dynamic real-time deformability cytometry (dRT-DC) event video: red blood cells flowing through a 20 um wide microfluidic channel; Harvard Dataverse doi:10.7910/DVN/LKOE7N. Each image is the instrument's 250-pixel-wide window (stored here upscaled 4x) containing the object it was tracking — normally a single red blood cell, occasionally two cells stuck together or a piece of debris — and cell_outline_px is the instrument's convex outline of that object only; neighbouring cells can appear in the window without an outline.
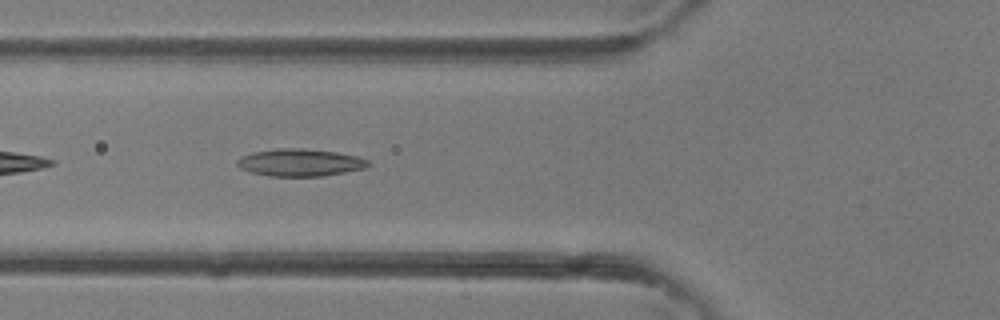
{"species": "common noctule bat (a hibernating species)", "species_latin": "Nyctalus noctula", "temperature_condition": "room temperature", "stored_images_in_passage": 37, "camera_frame_rate_fps": 3000, "um_per_image_px": 0.085, "animal": {"sex": "female"}, "frame": {"image": 1, "passage_image": 13, "time_ms": 4.0, "image_size_px": [1000, 320], "cell_outline_px": [[368, 168], [320, 176], [268, 176], [252, 172], [240, 168], [236, 164], [236, 160], [252, 152], [276, 148], [304, 148], [336, 152], [356, 156], [368, 160]], "centroid_in_image_um": [25.49, 13.81], "position_along_channel_um": 100.3, "area_um2": 20.81}}
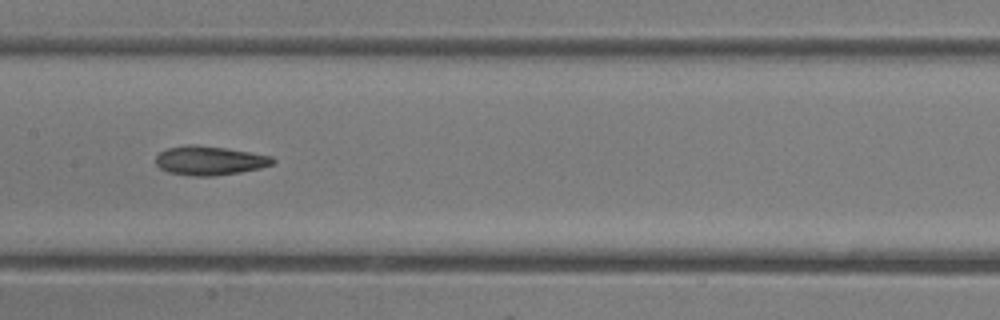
{"frame": {"image": 2, "passage_image": 18, "time_ms": 5.667, "image_size_px": [1000, 320], "cell_outline_px": [[276, 164], [260, 168], [240, 172], [216, 176], [192, 176], [168, 172], [160, 168], [156, 164], [156, 156], [160, 152], [168, 148], [188, 144], [192, 144], [228, 148], [272, 156], [276, 160]], "centroid_in_image_um": [17.85, 13.65], "position_along_channel_um": 189.6, "area_um2": 20.0}}
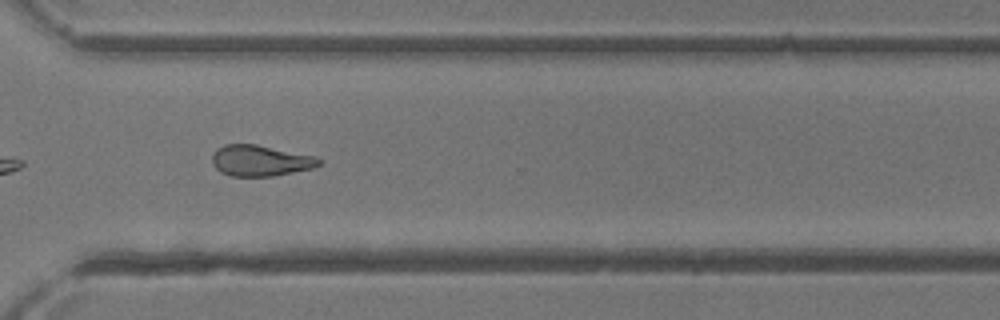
{"frame": {"image": 3, "passage_image": 27, "time_ms": 8.667, "image_size_px": [1000, 320], "cell_outline_px": [[320, 164], [312, 168], [272, 176], [232, 176], [220, 172], [212, 164], [212, 156], [216, 148], [224, 144], [256, 144], [316, 156], [320, 160]], "centroid_in_image_um": [22.09, 13.64], "position_along_channel_um": 348.5, "area_um2": 19.25}}